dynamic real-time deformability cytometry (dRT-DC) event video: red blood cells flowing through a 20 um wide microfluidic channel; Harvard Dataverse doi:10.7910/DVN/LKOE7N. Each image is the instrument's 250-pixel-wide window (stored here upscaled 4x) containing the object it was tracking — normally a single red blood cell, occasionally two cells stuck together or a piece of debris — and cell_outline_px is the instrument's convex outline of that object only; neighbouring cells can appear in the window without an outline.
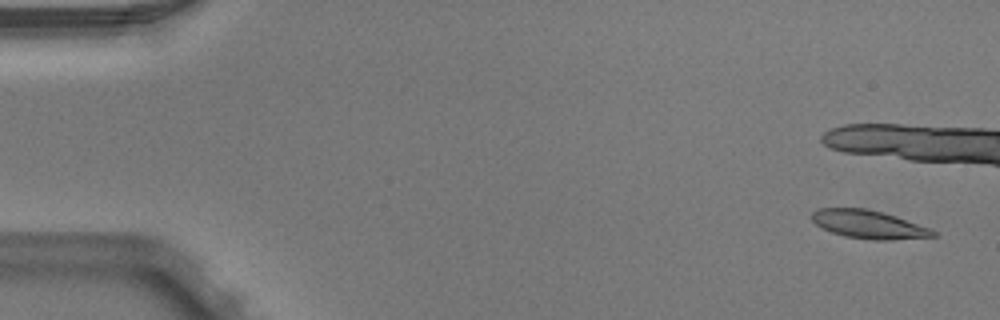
{"species": "Egyptian fruit bat (a non-hibernating species)", "species_latin": "Rousettus aegyptiacus", "temperature_condition": "warm", "stored_images_in_passage": 4, "camera_frame_rate_fps": 3000, "um_per_image_px": 0.085, "animal": {"sex": "male"}, "frame": {"image": 1, "passage_image": 1, "time_ms": 0.0, "image_size_px": [1000, 320], "cell_outline_px": [[936, 236], [888, 240], [876, 240], [844, 236], [832, 232], [816, 224], [812, 220], [812, 212], [820, 208], [864, 208], [884, 212], [896, 216], [928, 228], [936, 232]], "centroid_in_image_um": [73.82, 19.07], "position_along_channel_um": 11.2, "area_um2": 19.65}}